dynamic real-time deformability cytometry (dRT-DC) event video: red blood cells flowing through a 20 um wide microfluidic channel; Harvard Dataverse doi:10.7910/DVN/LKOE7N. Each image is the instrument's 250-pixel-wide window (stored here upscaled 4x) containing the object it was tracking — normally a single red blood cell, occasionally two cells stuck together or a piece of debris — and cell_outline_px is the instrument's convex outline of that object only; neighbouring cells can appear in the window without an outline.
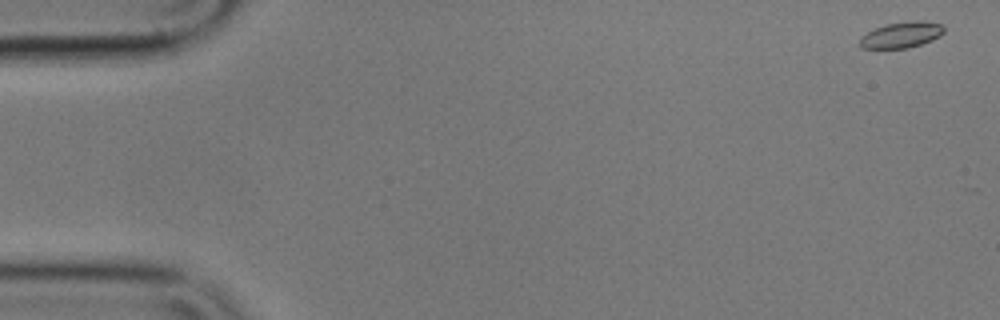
{"species": "common noctule bat (a hibernating species)", "species_latin": "Nyctalus noctula", "temperature_condition": "cold", "stored_images_in_passage": 20, "camera_frame_rate_fps": 3000, "um_per_image_px": 0.085, "animal": {"sex": "male", "body_mass_g": 17.9}, "frame": {"image": 1, "passage_image": 1, "time_ms": 0.0, "image_size_px": [1000, 320], "cell_outline_px": [[944, 32], [940, 36], [932, 40], [908, 48], [860, 48], [860, 36], [884, 24], [916, 20], [920, 20], [940, 24], [944, 28]], "centroid_in_image_um": [76.62, 2.96], "position_along_channel_um": 8.4, "area_um2": 12.66}}
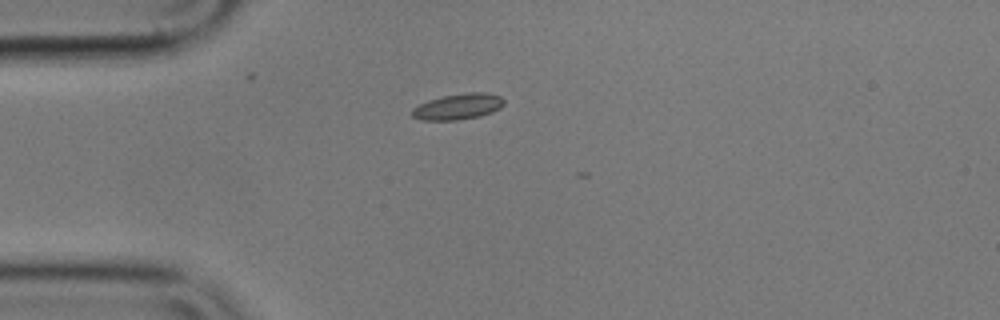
{"frame": {"image": 2, "passage_image": 14, "time_ms": 4.333, "image_size_px": [1000, 320], "cell_outline_px": [[504, 104], [500, 108], [492, 112], [480, 116], [456, 120], [420, 120], [412, 116], [412, 108], [428, 100], [444, 96], [468, 92], [484, 92], [500, 96], [504, 100]], "centroid_in_image_um": [38.94, 9.06], "position_along_channel_um": 46.1, "area_um2": 13.81}}
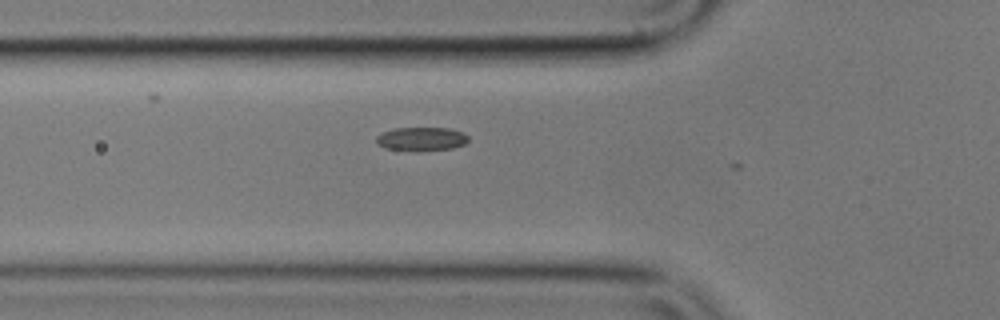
{"frame": {"image": 3, "passage_image": 19, "time_ms": 6.0, "image_size_px": [1000, 320], "cell_outline_px": [[468, 140], [464, 144], [452, 148], [416, 152], [384, 148], [376, 144], [376, 136], [392, 128], [452, 128], [464, 132], [468, 136]], "centroid_in_image_um": [35.81, 11.82], "position_along_channel_um": 90.0, "area_um2": 13.01}}